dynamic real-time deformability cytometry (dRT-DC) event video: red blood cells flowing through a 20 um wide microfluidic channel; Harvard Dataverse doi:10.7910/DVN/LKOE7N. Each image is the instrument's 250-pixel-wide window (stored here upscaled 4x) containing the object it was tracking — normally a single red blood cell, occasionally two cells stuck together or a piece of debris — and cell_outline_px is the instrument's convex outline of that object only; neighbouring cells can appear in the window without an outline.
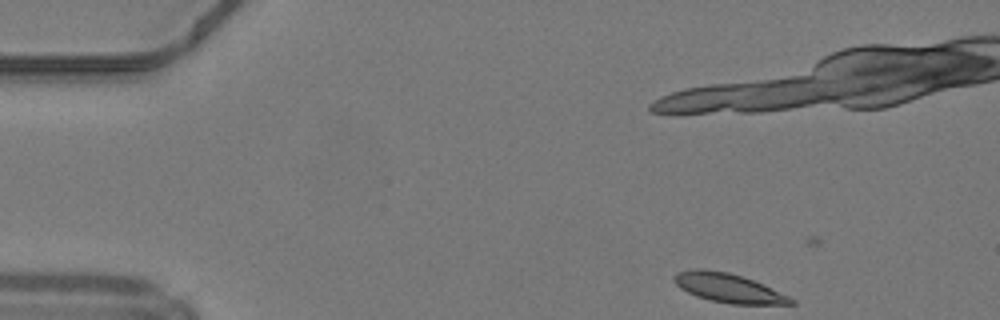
{"species": "common noctule bat (a hibernating species)", "species_latin": "Nyctalus noctula", "temperature_condition": "warm", "stored_images_in_passage": 13, "camera_frame_rate_fps": 3000, "um_per_image_px": 0.085, "animal": {"sex": "male", "body_mass_g": 19.2, "forearm_length_mm": 51.8}, "frame": {"image": 1, "passage_image": 6, "time_ms": 1.667, "image_size_px": [1000, 320], "cell_outline_px": [[796, 304], [732, 304], [712, 300], [696, 296], [680, 288], [672, 280], [672, 276], [676, 272], [692, 268], [704, 268], [728, 272], [764, 284], [796, 300]], "centroid_in_image_um": [61.88, 24.46], "position_along_channel_um": 23.1, "area_um2": 19.83}}